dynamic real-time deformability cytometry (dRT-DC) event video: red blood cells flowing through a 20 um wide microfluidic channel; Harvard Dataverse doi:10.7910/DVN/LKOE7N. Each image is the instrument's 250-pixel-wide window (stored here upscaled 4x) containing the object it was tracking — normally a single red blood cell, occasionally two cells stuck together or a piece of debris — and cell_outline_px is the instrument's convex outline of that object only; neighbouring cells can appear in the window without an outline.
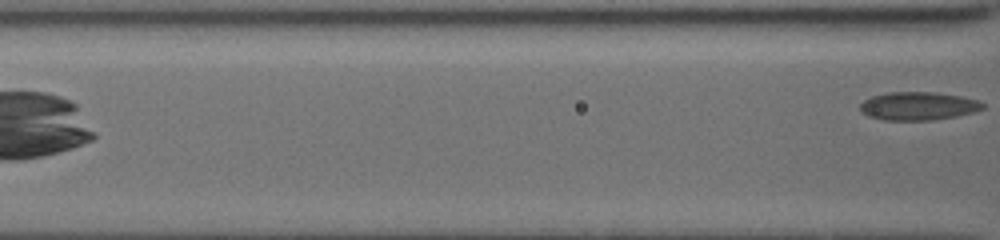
{"species": "common noctule bat (a hibernating species)", "species_latin": "Nyctalus noctula", "temperature_condition": "cold", "stored_images_in_passage": 11, "camera_frame_rate_fps": 3000, "um_per_image_px": 0.085, "animal": {"sex": "female", "body_mass_g": 19.5, "forearm_length_mm": 54.1}, "frame": {"image": 1, "passage_image": 11, "time_ms": 9.333, "image_size_px": [1000, 240], "cell_outline_px": [[984, 108], [976, 112], [956, 116], [932, 120], [884, 120], [868, 116], [860, 108], [860, 104], [864, 100], [872, 96], [888, 92], [936, 92], [960, 96], [980, 100], [984, 104]], "centroid_in_image_um": [78.09, 9.01], "position_along_channel_um": 88.5, "area_um2": 20.23}}